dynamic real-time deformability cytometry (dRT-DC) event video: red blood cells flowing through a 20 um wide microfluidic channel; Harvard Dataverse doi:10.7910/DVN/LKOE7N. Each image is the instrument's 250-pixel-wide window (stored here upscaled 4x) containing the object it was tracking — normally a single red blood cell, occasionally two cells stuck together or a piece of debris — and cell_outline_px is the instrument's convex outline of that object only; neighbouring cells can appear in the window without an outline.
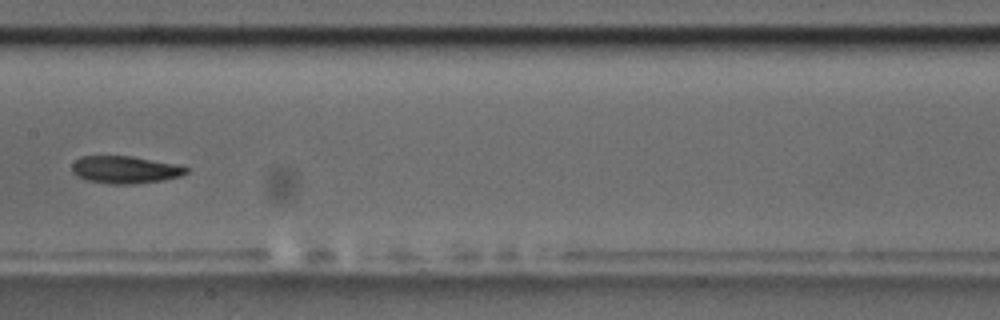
{"species": "common noctule bat (a hibernating species)", "species_latin": "Nyctalus noctula", "temperature_condition": "room temperature", "stored_images_in_passage": 9, "camera_frame_rate_fps": 3000, "um_per_image_px": 0.085, "animal": {"sex": "male", "body_mass_g": 17.5, "forearm_length_mm": 52.3}, "frame": {"image": 1, "passage_image": 8, "time_ms": 8.333, "image_size_px": [1000, 320], "cell_outline_px": [[188, 172], [180, 176], [164, 180], [136, 184], [108, 184], [88, 180], [76, 176], [72, 172], [72, 164], [80, 156], [132, 156], [180, 164], [188, 168]], "centroid_in_image_um": [10.66, 14.42], "position_along_channel_um": 196.7, "area_um2": 18.5}}
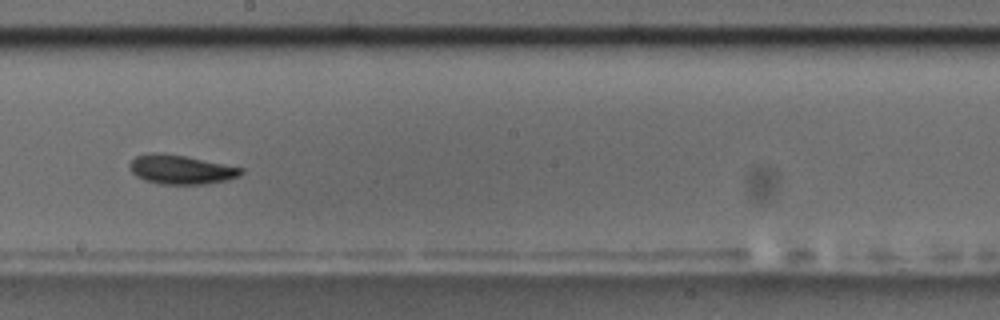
{"frame": {"image": 2, "passage_image": 9, "time_ms": 9.333, "image_size_px": [1000, 320], "cell_outline_px": [[244, 172], [240, 176], [224, 180], [204, 184], [160, 184], [144, 180], [136, 176], [128, 168], [128, 164], [136, 156], [148, 152], [156, 152], [184, 156], [244, 168]], "centroid_in_image_um": [15.34, 14.41], "position_along_channel_um": 232.9, "area_um2": 18.9}}